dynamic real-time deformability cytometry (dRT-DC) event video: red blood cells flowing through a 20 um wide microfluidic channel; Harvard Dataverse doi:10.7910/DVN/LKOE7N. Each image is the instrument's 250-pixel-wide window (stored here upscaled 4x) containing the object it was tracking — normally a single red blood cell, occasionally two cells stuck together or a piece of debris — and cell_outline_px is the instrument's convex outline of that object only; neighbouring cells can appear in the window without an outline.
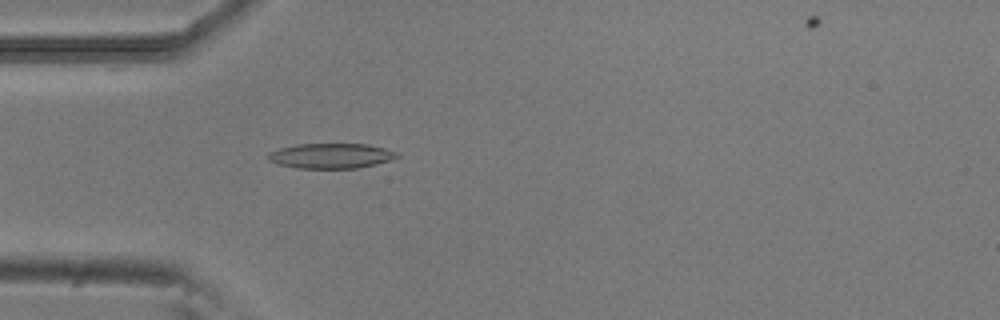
{"species": "common noctule bat (a hibernating species)", "species_latin": "Nyctalus noctula", "temperature_condition": "room temperature", "stored_images_in_passage": 5, "camera_frame_rate_fps": 3000, "um_per_image_px": 0.085, "animal": {"sex": "male", "body_mass_g": 20.5, "forearm_length_mm": 52.5}, "frame": {"image": 1, "passage_image": 5, "time_ms": 1.333, "image_size_px": [1000, 320], "cell_outline_px": [[400, 156], [392, 160], [376, 164], [356, 168], [296, 168], [280, 164], [268, 160], [268, 152], [280, 148], [296, 144], [368, 144], [400, 152]], "centroid_in_image_um": [28.18, 13.24], "position_along_channel_um": 56.8, "area_um2": 18.9}}